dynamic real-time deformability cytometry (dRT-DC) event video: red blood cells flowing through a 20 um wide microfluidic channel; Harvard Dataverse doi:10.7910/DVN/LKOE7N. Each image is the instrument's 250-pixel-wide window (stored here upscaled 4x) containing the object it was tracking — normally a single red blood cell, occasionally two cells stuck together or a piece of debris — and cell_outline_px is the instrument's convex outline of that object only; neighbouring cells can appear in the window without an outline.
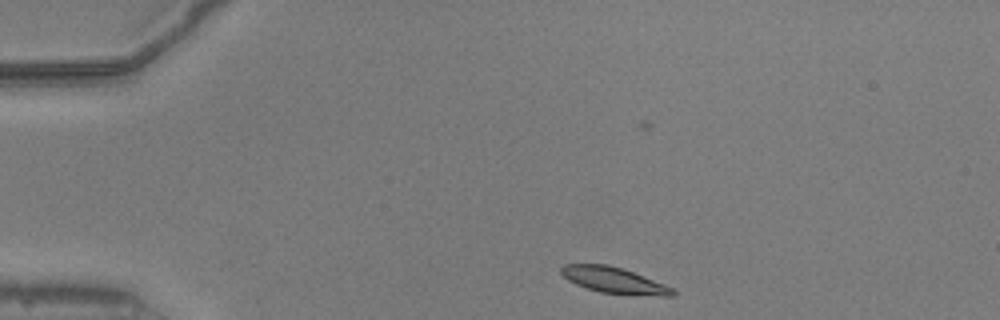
{"species": "common noctule bat (a hibernating species)", "species_latin": "Nyctalus noctula", "temperature_condition": "warm", "stored_images_in_passage": 44, "camera_frame_rate_fps": 3000, "um_per_image_px": 0.085, "animal": {"sex": "male", "body_mass_g": 20.5, "forearm_length_mm": 52.5}, "frame": {"image": 1, "passage_image": 1, "time_ms": 0.0, "image_size_px": [1000, 320], "cell_outline_px": [[676, 296], [660, 296], [600, 292], [576, 284], [568, 280], [560, 272], [560, 268], [564, 264], [608, 264], [632, 272], [664, 284], [672, 288], [676, 292]], "centroid_in_image_um": [52.18, 23.82], "position_along_channel_um": 32.8, "area_um2": 16.59}}
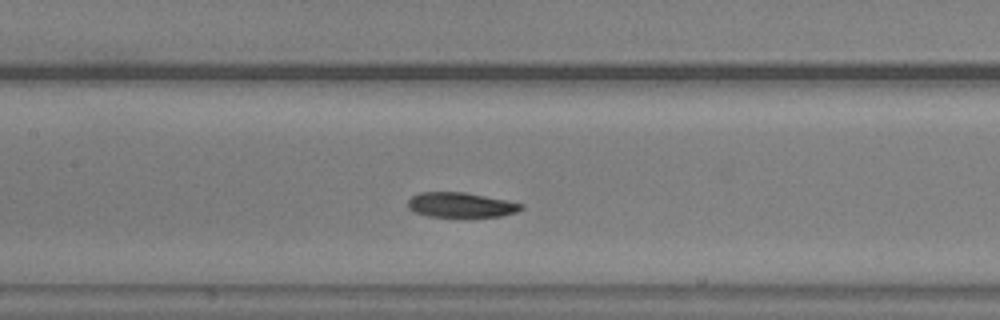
{"frame": {"image": 2, "passage_image": 16, "time_ms": 5.0, "image_size_px": [1000, 320], "cell_outline_px": [[524, 208], [516, 212], [500, 216], [428, 216], [416, 212], [408, 208], [408, 200], [412, 196], [420, 192], [464, 192], [524, 204]], "centroid_in_image_um": [39.16, 17.41], "position_along_channel_um": 168.2, "area_um2": 16.13}}
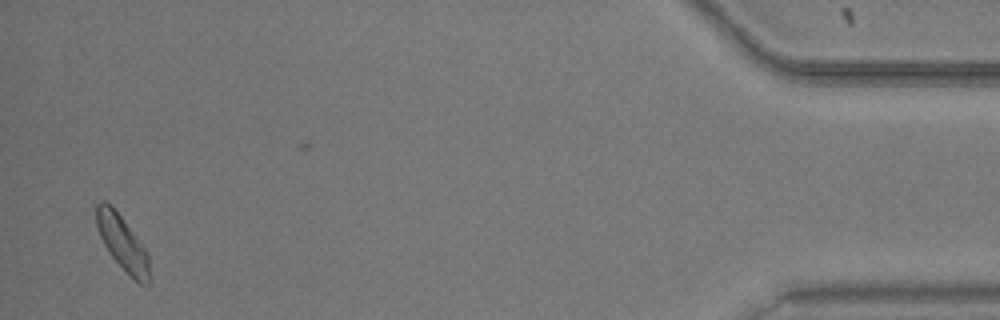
{"frame": {"image": 3, "passage_image": 42, "time_ms": 13.667, "image_size_px": [1000, 320], "cell_outline_px": [[148, 284], [140, 284], [108, 252], [100, 236], [96, 224], [96, 204], [100, 200], [104, 200], [112, 204], [148, 252]], "centroid_in_image_um": [10.37, 20.55], "position_along_channel_um": 424.8, "area_um2": 16.53}, "authors_computed_cell_mechanics": {"area_um2": 17.34, "velocity_mm_per_s": 3.8626, "shape_relaxation_time_tau1_ms": 4.2201, "shape_relaxation_time_tau2_ms": null, "deformation_change_tau1": 0.1521, "deformation_change_tau2": null}}